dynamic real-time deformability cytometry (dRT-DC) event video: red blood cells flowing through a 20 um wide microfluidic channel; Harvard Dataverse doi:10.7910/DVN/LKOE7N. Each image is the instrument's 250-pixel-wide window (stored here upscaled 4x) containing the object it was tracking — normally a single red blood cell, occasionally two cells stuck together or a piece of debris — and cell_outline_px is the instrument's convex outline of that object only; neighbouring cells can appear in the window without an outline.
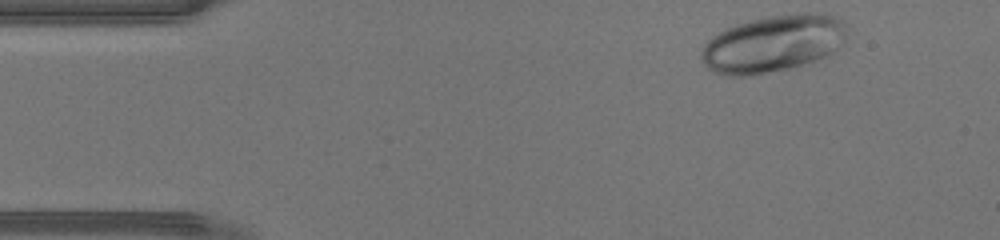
{"species": "human", "species_latin": "Homo sapiens", "temperature_condition": "warm", "stored_images_in_passage": 33, "camera_frame_rate_fps": 3000, "um_per_image_px": 0.085, "donor": {"sex": "male"}, "frame": {"image": 1, "passage_image": 1, "time_ms": 0.0, "image_size_px": [1000, 240], "cell_outline_px": [[848, 28], [844, 40], [832, 52], [824, 56], [804, 64], [792, 68], [748, 76], [728, 76], [716, 72], [708, 68], [700, 60], [700, 48], [712, 36], [736, 24], [768, 16], [804, 12], [820, 12], [836, 16], [844, 20]], "centroid_in_image_um": [65.71, 3.7], "position_along_channel_um": 19.3, "area_um2": 48.67}}
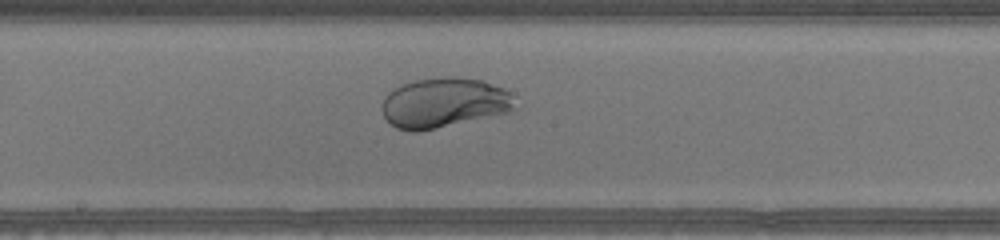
{"frame": {"image": 2, "passage_image": 19, "time_ms": 6.0, "image_size_px": [1000, 240], "cell_outline_px": [[512, 108], [508, 112], [436, 128], [416, 132], [412, 132], [396, 128], [384, 116], [384, 96], [388, 92], [400, 84], [416, 80], [444, 76], [452, 76], [484, 80], [504, 88], [508, 92]], "centroid_in_image_um": [37.68, 8.71], "position_along_channel_um": 210.5, "area_um2": 38.15}}
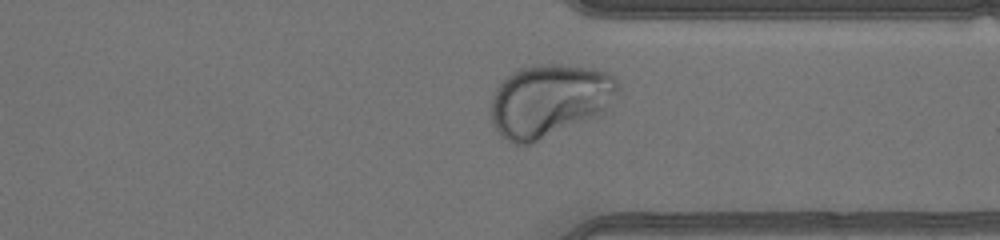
{"frame": {"image": 3, "passage_image": 29, "time_ms": 9.333, "image_size_px": [1000, 240], "cell_outline_px": [[620, 96], [604, 116], [532, 144], [512, 144], [500, 136], [492, 124], [492, 96], [496, 88], [512, 72], [520, 68], [536, 64], [560, 64], [592, 68], [608, 72], [616, 76], [620, 84]], "centroid_in_image_um": [46.82, 8.57], "position_along_channel_um": 364.6, "area_um2": 55.72}}